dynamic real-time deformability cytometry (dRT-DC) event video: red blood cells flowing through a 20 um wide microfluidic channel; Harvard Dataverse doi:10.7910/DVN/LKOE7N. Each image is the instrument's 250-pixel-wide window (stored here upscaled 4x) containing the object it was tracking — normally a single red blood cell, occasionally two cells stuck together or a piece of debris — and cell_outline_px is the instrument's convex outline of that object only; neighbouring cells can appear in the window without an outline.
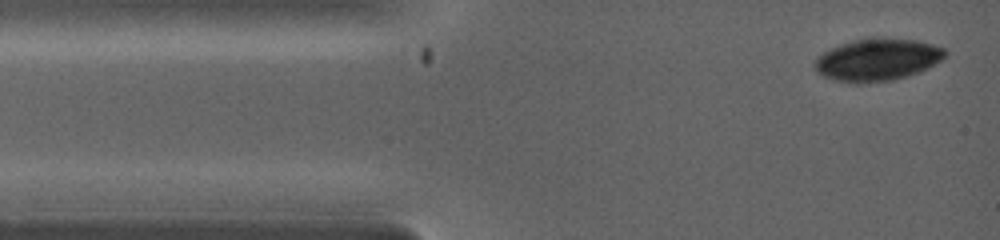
{"species": "common noctule bat (a hibernating species)", "species_latin": "Nyctalus noctula", "temperature_condition": "warm", "stored_images_in_passage": 3, "camera_frame_rate_fps": 5000, "um_per_image_px": 0.085, "animal": {"sex": "female", "body_mass_g": 19.0, "forearm_length_mm": 53.3}, "frame": {"image": 1, "passage_image": 1, "time_ms": 0.0, "image_size_px": [1000, 240], "cell_outline_px": [[948, 52], [940, 60], [916, 72], [904, 76], [888, 80], [856, 84], [824, 76], [816, 68], [816, 56], [840, 44], [852, 40], [868, 36], [884, 36], [916, 40], [932, 44], [944, 48]], "centroid_in_image_um": [74.57, 5.02], "position_along_channel_um": 10.4, "area_um2": 31.79}}